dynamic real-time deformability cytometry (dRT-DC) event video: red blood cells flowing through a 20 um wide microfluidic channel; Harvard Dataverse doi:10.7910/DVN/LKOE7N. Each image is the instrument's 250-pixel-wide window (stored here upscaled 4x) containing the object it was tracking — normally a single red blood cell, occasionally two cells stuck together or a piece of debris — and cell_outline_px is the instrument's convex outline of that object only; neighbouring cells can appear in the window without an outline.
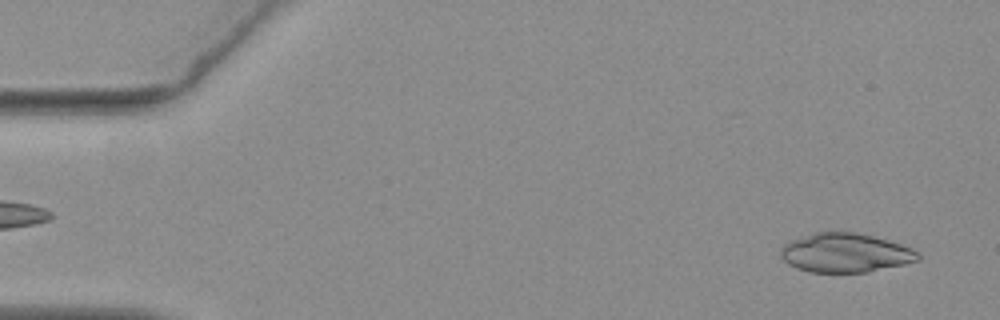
{"species": "common noctule bat (a hibernating species)", "species_latin": "Nyctalus noctula", "temperature_condition": "warm", "stored_images_in_passage": 53, "camera_frame_rate_fps": 3000, "um_per_image_px": 0.085, "animal": {"sex": "female", "body_mass_g": 19.3, "forearm_length_mm": 54.1}, "frame": {"image": 1, "passage_image": 2, "time_ms": 0.333, "image_size_px": [1000, 320], "cell_outline_px": [[920, 260], [904, 264], [864, 272], [808, 272], [796, 268], [788, 264], [780, 256], [780, 248], [784, 244], [792, 240], [816, 232], [856, 232], [888, 240], [912, 248], [920, 256]], "centroid_in_image_um": [71.83, 21.49], "position_along_channel_um": 13.2, "area_um2": 31.1}}